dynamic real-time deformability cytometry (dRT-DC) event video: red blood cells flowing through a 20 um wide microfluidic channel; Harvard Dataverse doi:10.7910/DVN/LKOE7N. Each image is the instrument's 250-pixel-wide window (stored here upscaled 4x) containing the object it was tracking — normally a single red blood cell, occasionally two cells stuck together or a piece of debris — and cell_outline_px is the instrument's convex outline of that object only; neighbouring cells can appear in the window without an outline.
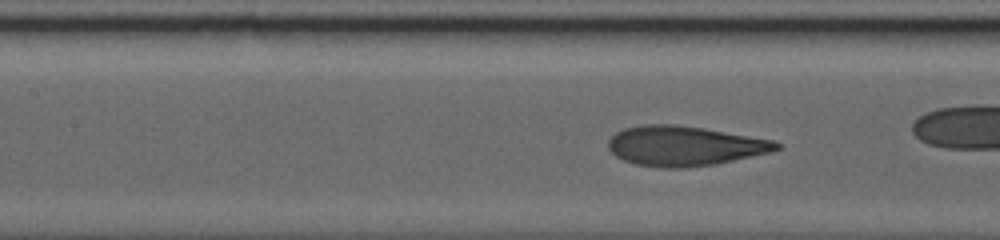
{"species": "human", "species_latin": "Homo sapiens", "temperature_condition": "warm", "stored_images_in_passage": 59, "camera_frame_rate_fps": 3000, "um_per_image_px": 0.085, "donor": {"sex": "male"}, "frame": {"image": 1, "passage_image": 34, "time_ms": 11.0, "image_size_px": [1000, 240], "cell_outline_px": [[780, 148], [772, 152], [716, 164], [680, 168], [660, 168], [636, 164], [624, 160], [616, 156], [608, 148], [608, 140], [616, 132], [624, 128], [640, 124], [672, 124], [704, 128], [772, 140], [780, 144]], "centroid_in_image_um": [58.16, 12.4], "position_along_channel_um": 149.2, "area_um2": 39.02}}